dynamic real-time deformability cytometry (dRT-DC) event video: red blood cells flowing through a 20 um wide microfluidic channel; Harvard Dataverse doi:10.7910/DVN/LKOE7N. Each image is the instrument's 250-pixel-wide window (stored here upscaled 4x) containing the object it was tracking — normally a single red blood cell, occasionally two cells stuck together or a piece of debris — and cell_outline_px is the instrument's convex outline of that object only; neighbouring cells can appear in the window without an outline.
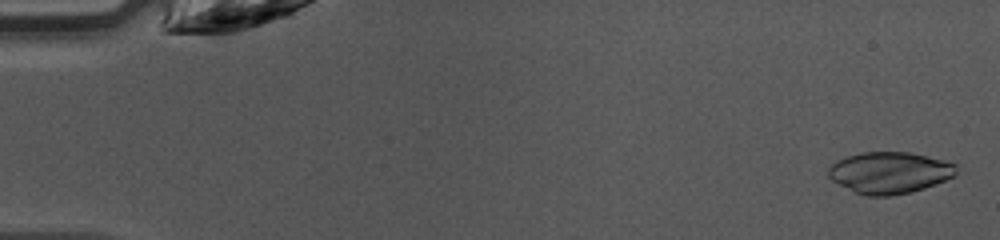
{"species": "common noctule bat (a hibernating species)", "species_latin": "Nyctalus noctula", "temperature_condition": "warm", "stored_images_in_passage": 45, "camera_frame_rate_fps": 3000, "um_per_image_px": 0.085, "animal": {"sex": "female", "body_mass_g": 10.0, "forearm_length_mm": 53.1}, "frame": {"image": 1, "passage_image": 1, "time_ms": 0.0, "image_size_px": [1000, 240], "cell_outline_px": [[956, 176], [936, 184], [912, 192], [888, 196], [868, 196], [856, 192], [832, 180], [828, 176], [828, 168], [836, 160], [844, 156], [860, 152], [908, 152], [944, 160], [956, 164]], "centroid_in_image_um": [75.61, 14.67], "position_along_channel_um": 9.4, "area_um2": 31.04}}